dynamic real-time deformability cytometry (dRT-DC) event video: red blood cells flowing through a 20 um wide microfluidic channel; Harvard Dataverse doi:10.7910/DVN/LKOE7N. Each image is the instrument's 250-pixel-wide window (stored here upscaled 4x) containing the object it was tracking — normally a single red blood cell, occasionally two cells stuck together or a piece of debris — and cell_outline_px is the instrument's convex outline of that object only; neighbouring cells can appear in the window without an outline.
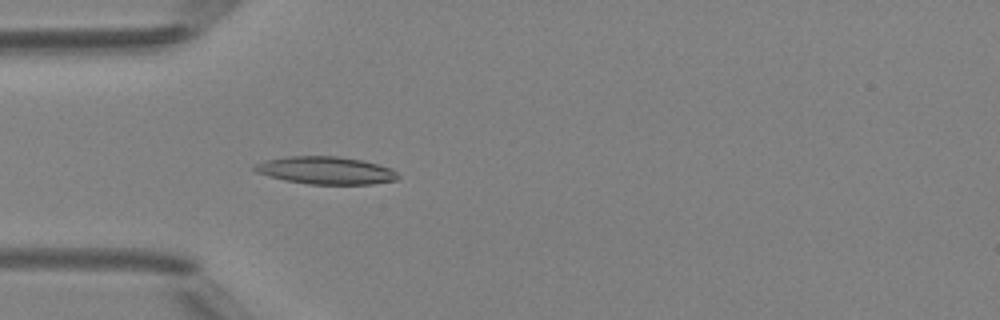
{"species": "Egyptian fruit bat (a non-hibernating species)", "species_latin": "Rousettus aegyptiacus", "temperature_condition": "room temperature", "stored_images_in_passage": 39, "camera_frame_rate_fps": 3000, "um_per_image_px": 0.085, "animal": {"sex": "female"}, "frame": {"image": 1, "passage_image": 5, "time_ms": 1.333, "image_size_px": [1000, 320], "cell_outline_px": [[400, 176], [396, 180], [372, 184], [308, 184], [284, 180], [256, 172], [252, 168], [252, 164], [268, 160], [288, 156], [336, 156], [360, 160], [392, 168]], "centroid_in_image_um": [27.68, 14.49], "position_along_channel_um": 57.3, "area_um2": 22.95}}
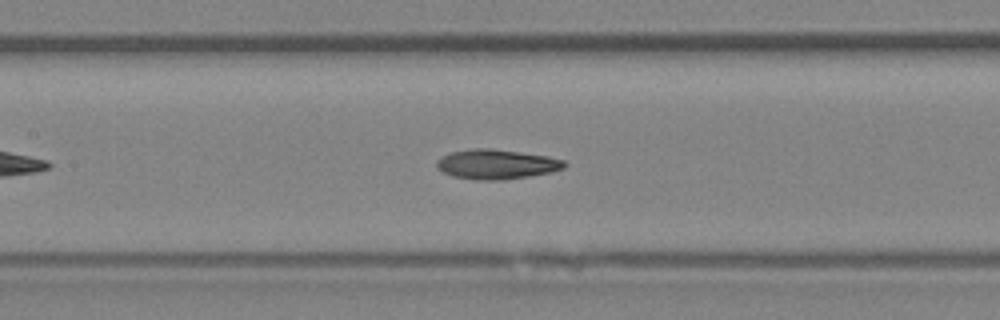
{"frame": {"image": 2, "passage_image": 13, "time_ms": 4.0, "image_size_px": [1000, 320], "cell_outline_px": [[568, 164], [564, 168], [552, 172], [528, 176], [500, 180], [476, 180], [452, 176], [436, 168], [436, 160], [440, 156], [452, 152], [476, 148], [488, 148], [548, 156], [564, 160]], "centroid_in_image_um": [42.19, 13.96], "position_along_channel_um": 165.2, "area_um2": 22.08}}
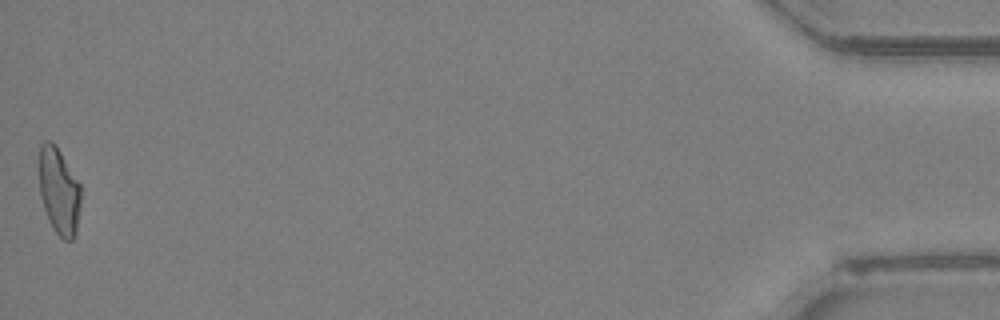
{"frame": {"image": 3, "passage_image": 39, "time_ms": 12.667, "image_size_px": [1000, 320], "cell_outline_px": [[80, 204], [76, 232], [72, 240], [64, 240], [52, 228], [48, 220], [40, 196], [36, 160], [40, 144], [44, 140], [48, 140], [56, 144], [80, 184]], "centroid_in_image_um": [4.95, 16.16], "position_along_channel_um": 430.2, "area_um2": 21.73}, "authors_computed_cell_mechanics": {"area_um2": 21.6172, "velocity_mm_per_s": 4.2073, "shape_relaxation_time_tau1_ms": null, "shape_relaxation_time_tau2_ms": 4.5477, "deformation_change_tau1": null, "deformation_change_tau2": 0.1236}}